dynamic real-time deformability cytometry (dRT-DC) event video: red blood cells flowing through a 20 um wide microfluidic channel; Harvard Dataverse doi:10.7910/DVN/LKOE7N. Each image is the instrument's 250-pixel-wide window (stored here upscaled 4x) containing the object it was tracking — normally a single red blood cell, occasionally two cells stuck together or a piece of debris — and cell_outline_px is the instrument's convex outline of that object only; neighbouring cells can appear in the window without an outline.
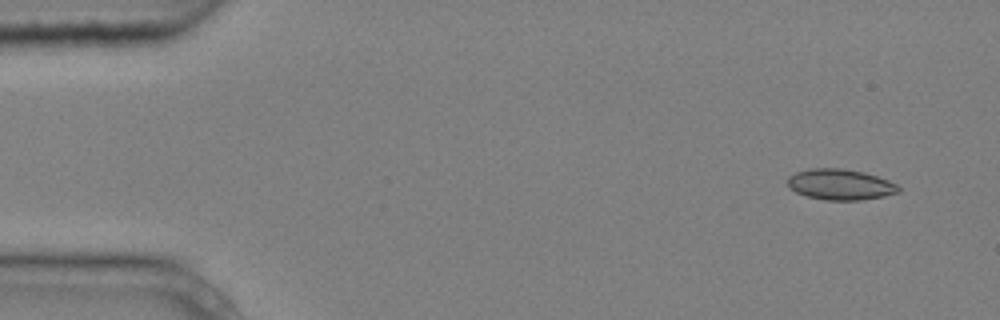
{"species": "common noctule bat (a hibernating species)", "species_latin": "Nyctalus noctula", "temperature_condition": "cold", "stored_images_in_passage": 6, "camera_frame_rate_fps": 3000, "um_per_image_px": 0.085, "animal": {"sex": "male", "body_mass_g": 20.4}, "frame": {"image": 1, "passage_image": 1, "time_ms": 0.0, "image_size_px": [1000, 320], "cell_outline_px": [[900, 192], [884, 196], [860, 200], [824, 200], [808, 196], [796, 192], [788, 188], [788, 176], [796, 172], [808, 168], [844, 168], [864, 172], [888, 180], [896, 184], [900, 188]], "centroid_in_image_um": [71.41, 15.67], "position_along_channel_um": 13.6, "area_um2": 20.0}}
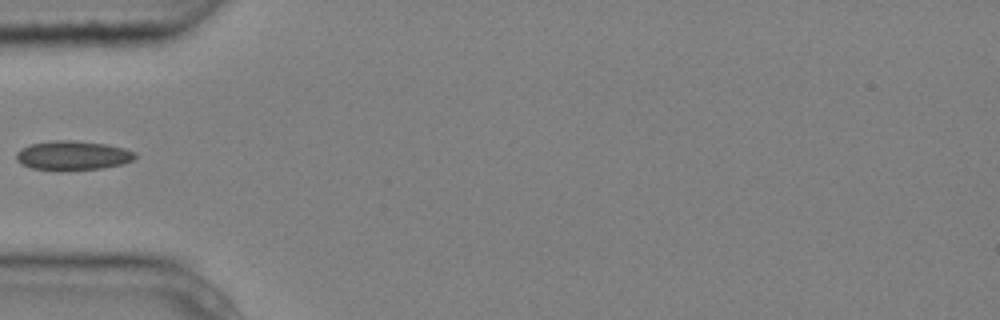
{"frame": {"image": 2, "passage_image": 5, "time_ms": 1.333, "image_size_px": [1000, 320], "cell_outline_px": [[136, 156], [132, 160], [120, 164], [104, 168], [68, 172], [56, 172], [32, 168], [20, 164], [16, 160], [16, 152], [20, 148], [32, 144], [52, 140], [72, 140], [108, 144], [124, 148], [136, 152]], "centroid_in_image_um": [6.15, 13.24], "position_along_channel_um": 78.9, "area_um2": 20.92}}
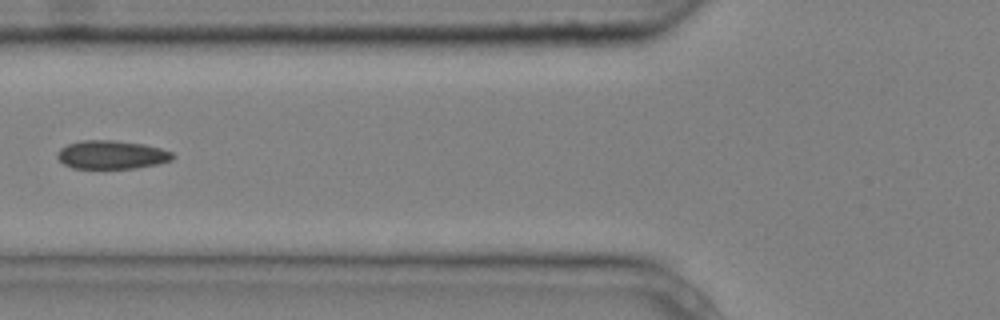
{"frame": {"image": 3, "passage_image": 6, "time_ms": 1.667, "image_size_px": [1000, 320], "cell_outline_px": [[176, 156], [172, 160], [156, 164], [136, 168], [72, 168], [64, 164], [56, 156], [60, 148], [68, 144], [80, 140], [116, 140], [144, 144], [160, 148], [172, 152]], "centroid_in_image_um": [9.49, 13.14], "position_along_channel_um": 116.3, "area_um2": 19.19}}